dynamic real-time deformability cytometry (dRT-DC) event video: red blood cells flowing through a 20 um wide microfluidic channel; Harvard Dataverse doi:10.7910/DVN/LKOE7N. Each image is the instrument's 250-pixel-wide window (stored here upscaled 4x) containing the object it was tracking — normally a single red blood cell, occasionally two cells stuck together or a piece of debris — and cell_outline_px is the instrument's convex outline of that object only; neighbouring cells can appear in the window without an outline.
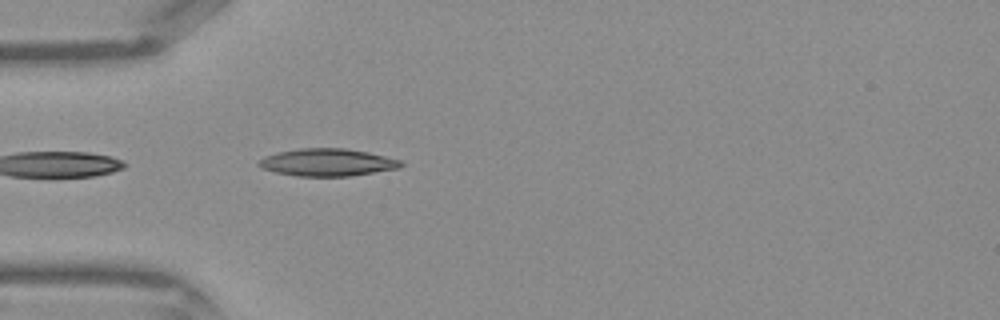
{"species": "Egyptian fruit bat (a non-hibernating species)", "species_latin": "Rousettus aegyptiacus", "temperature_condition": "warm", "stored_images_in_passage": 9, "camera_frame_rate_fps": 3000, "um_per_image_px": 0.085, "frame": {"image": 1, "passage_image": 1, "time_ms": 0.0, "image_size_px": [1000, 320], "cell_outline_px": [[404, 164], [396, 168], [348, 176], [296, 176], [276, 172], [260, 168], [256, 164], [264, 156], [280, 152], [300, 148], [344, 148], [368, 152], [400, 160]], "centroid_in_image_um": [27.77, 13.8], "position_along_channel_um": 57.2, "area_um2": 22.43}}
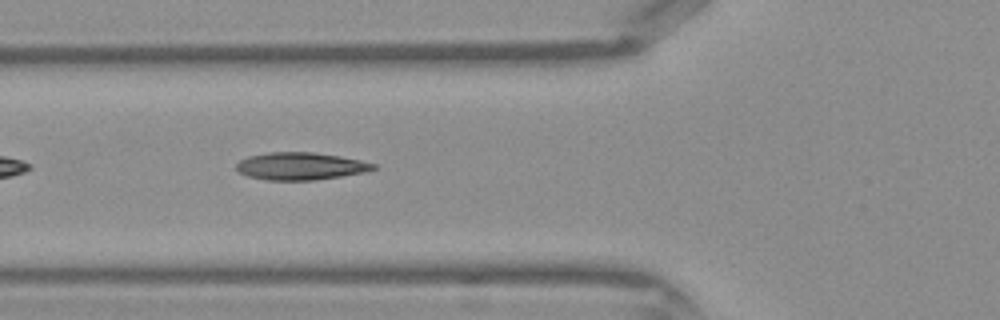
{"frame": {"image": 2, "passage_image": 4, "time_ms": 1.0, "image_size_px": [1000, 320], "cell_outline_px": [[376, 168], [364, 172], [340, 176], [312, 180], [268, 180], [248, 176], [240, 172], [236, 168], [236, 164], [240, 160], [248, 156], [268, 152], [312, 152], [340, 156], [360, 160], [376, 164]], "centroid_in_image_um": [25.52, 14.11], "position_along_channel_um": 100.3, "area_um2": 21.73}}
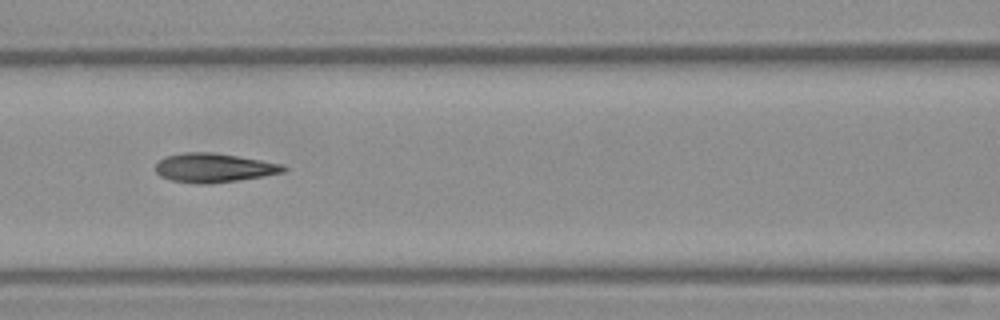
{"frame": {"image": 3, "passage_image": 7, "time_ms": 2.0, "image_size_px": [1000, 320], "cell_outline_px": [[288, 168], [284, 172], [236, 180], [204, 184], [200, 184], [172, 180], [160, 176], [156, 172], [156, 164], [164, 156], [184, 152], [212, 152], [260, 160], [280, 164]], "centroid_in_image_um": [18.12, 14.25], "position_along_channel_um": 148.5, "area_um2": 21.27}}